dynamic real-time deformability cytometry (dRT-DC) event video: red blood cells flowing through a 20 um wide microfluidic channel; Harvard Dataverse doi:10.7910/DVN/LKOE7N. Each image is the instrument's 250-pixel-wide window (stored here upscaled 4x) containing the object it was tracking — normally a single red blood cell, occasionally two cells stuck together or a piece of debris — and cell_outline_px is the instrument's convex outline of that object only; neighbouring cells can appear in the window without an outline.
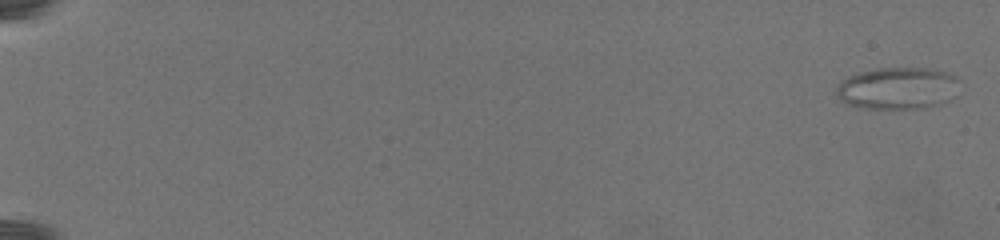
{"species": "common noctule bat (a hibernating species)", "species_latin": "Nyctalus noctula", "temperature_condition": "warm", "stored_images_in_passage": 101, "camera_frame_rate_fps": 3000, "um_per_image_px": 0.085, "animal": {"sex": "female", "body_mass_g": 19.5, "forearm_length_mm": 54.1}, "frame": {"image": 1, "passage_image": 1, "time_ms": 0.0, "image_size_px": [1000, 240], "cell_outline_px": [[960, 80], [956, 96], [940, 104], [924, 108], [864, 108], [848, 104], [840, 100], [836, 96], [836, 88], [840, 80], [848, 76], [860, 72], [876, 68], [928, 68], [948, 72], [956, 76]], "centroid_in_image_um": [76.32, 7.49], "position_along_channel_um": 8.7, "area_um2": 30.52}}
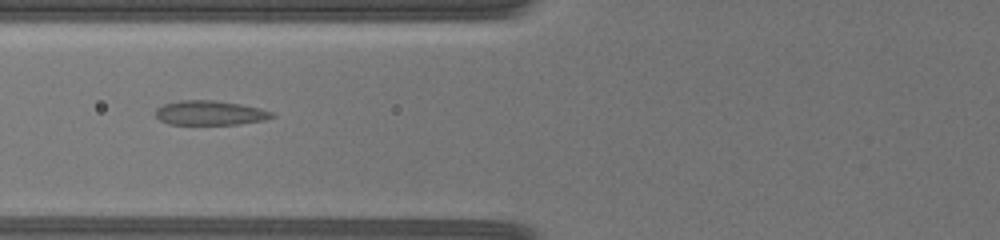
{"frame": {"image": 2, "passage_image": 65, "time_ms": 11.333, "image_size_px": [1000, 240], "cell_outline_px": [[276, 116], [264, 120], [240, 124], [168, 124], [160, 120], [156, 116], [156, 108], [164, 104], [180, 100], [216, 100], [240, 104], [260, 108], [272, 112]], "centroid_in_image_um": [17.85, 9.59], "position_along_channel_um": 107.9, "area_um2": 16.59}}
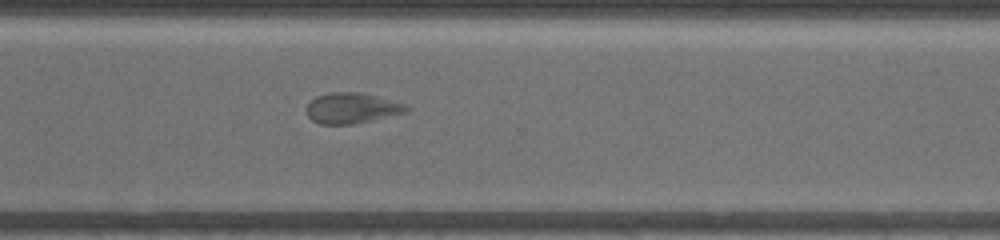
{"frame": {"image": 3, "passage_image": 100, "time_ms": 19.667, "image_size_px": [1000, 240], "cell_outline_px": [[412, 108], [408, 112], [352, 124], [320, 124], [312, 120], [308, 116], [308, 104], [316, 96], [332, 92], [356, 92], [376, 96], [408, 104]], "centroid_in_image_um": [29.96, 9.19], "position_along_channel_um": 340.6, "area_um2": 17.69}}